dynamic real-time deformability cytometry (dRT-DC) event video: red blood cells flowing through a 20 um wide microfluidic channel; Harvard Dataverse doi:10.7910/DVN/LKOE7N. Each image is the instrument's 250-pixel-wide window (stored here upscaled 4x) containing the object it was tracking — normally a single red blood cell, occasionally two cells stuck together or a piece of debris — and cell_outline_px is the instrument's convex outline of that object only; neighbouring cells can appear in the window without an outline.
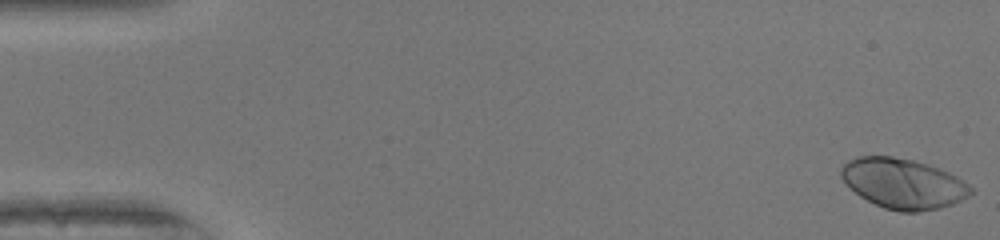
{"species": "human", "species_latin": "Homo sapiens", "temperature_condition": "warm", "stored_images_in_passage": 51, "camera_frame_rate_fps": 3000, "um_per_image_px": 0.085, "donor": {"sex": "female"}, "frame": {"image": 1, "passage_image": 1, "time_ms": 0.0, "image_size_px": [1000, 240], "cell_outline_px": [[972, 192], [968, 196], [952, 204], [940, 208], [920, 212], [900, 212], [884, 208], [860, 196], [840, 176], [840, 168], [848, 160], [856, 156], [892, 156], [912, 160], [928, 164], [940, 168], [956, 176], [968, 184], [972, 188]], "centroid_in_image_um": [76.77, 15.6], "position_along_channel_um": 8.2, "area_um2": 37.74}}
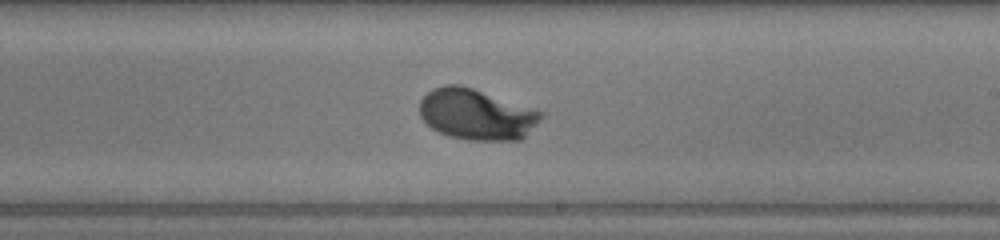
{"frame": {"image": 2, "passage_image": 30, "time_ms": 9.667, "image_size_px": [1000, 240], "cell_outline_px": [[544, 116], [520, 140], [468, 140], [448, 136], [432, 128], [420, 116], [420, 100], [432, 88], [444, 84], [460, 84], [544, 112]], "centroid_in_image_um": [40.48, 9.72], "position_along_channel_um": 248.5, "area_um2": 35.78}}
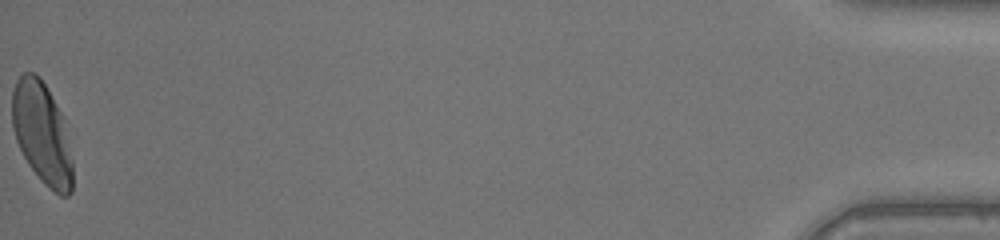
{"frame": {"image": 3, "passage_image": 51, "time_ms": 16.667, "image_size_px": [1000, 240], "cell_outline_px": [[72, 192], [68, 196], [60, 196], [48, 188], [40, 180], [28, 164], [16, 140], [12, 124], [12, 92], [16, 80], [24, 72], [32, 72], [40, 76], [60, 112], [72, 160]], "centroid_in_image_um": [3.54, 11.35], "position_along_channel_um": 431.7, "area_um2": 35.43}, "authors_computed_cell_mechanics": {"area_um2": 35.547, "velocity_mm_per_s": 4.1004, "shape_relaxation_time_tau1_ms": 2.562, "shape_relaxation_time_tau2_ms": null, "deformation_change_tau1": 0.207, "deformation_change_tau2": null}}